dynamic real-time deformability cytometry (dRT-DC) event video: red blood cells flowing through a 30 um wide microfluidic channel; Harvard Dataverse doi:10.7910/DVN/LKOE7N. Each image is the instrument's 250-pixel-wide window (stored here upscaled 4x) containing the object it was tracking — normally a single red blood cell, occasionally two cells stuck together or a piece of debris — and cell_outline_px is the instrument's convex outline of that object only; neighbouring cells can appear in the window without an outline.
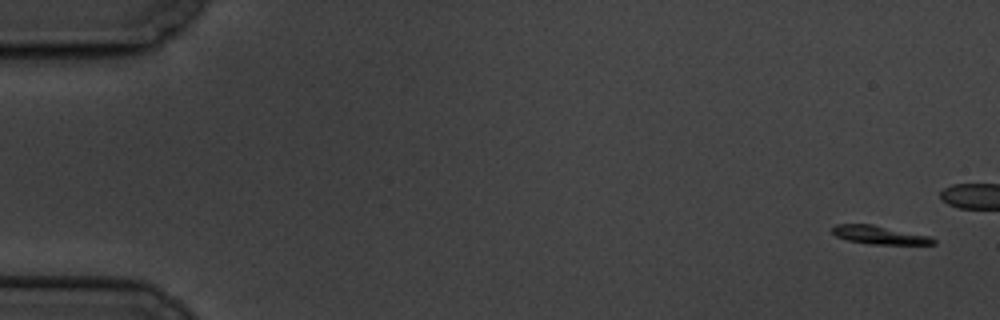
{"species": "common noctule bat (a hibernating species)", "species_latin": "Nyctalus noctula", "temperature_condition": "cold", "stored_images_in_passage": 11, "camera_frame_rate_fps": 3000, "um_per_image_px": 0.085, "animal": {"sex": "male", "body_mass_g": 19.5, "forearm_length_mm": 54.6}, "frame": {"image": 1, "passage_image": 1, "time_ms": 0.0, "image_size_px": [1000, 320], "cell_outline_px": [[936, 244], [868, 244], [848, 240], [836, 236], [832, 232], [832, 228], [836, 224], [872, 224], [928, 236], [936, 240]], "centroid_in_image_um": [74.72, 19.97], "position_along_channel_um": 10.3, "area_um2": 10.64}}
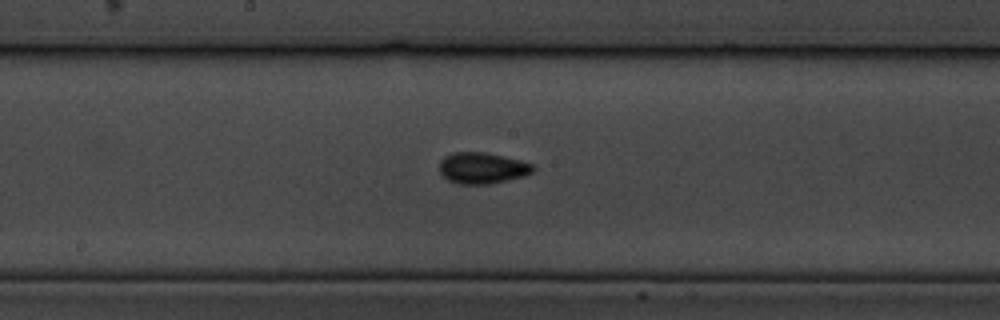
{"frame": {"image": 2, "passage_image": 10, "time_ms": 11.333, "image_size_px": [1000, 320], "cell_outline_px": [[536, 168], [532, 172], [524, 176], [488, 184], [456, 184], [448, 180], [440, 172], [440, 160], [444, 156], [452, 152], [484, 152], [520, 160], [532, 164]], "centroid_in_image_um": [40.97, 14.28], "position_along_channel_um": 207.2, "area_um2": 16.99}}
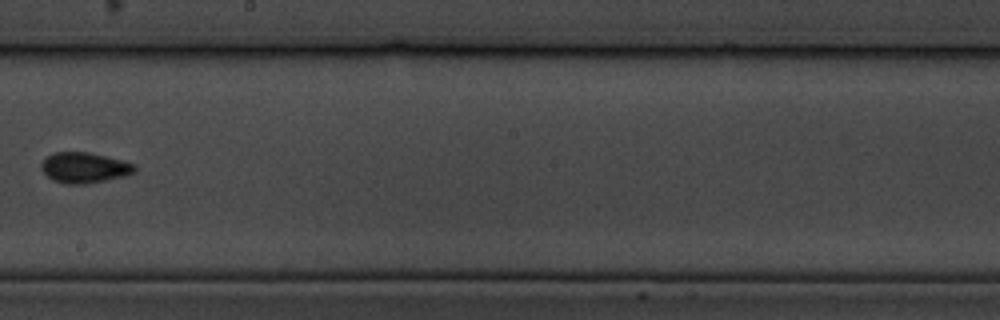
{"frame": {"image": 3, "passage_image": 11, "time_ms": 12.333, "image_size_px": [1000, 320], "cell_outline_px": [[136, 168], [132, 172], [124, 176], [88, 184], [64, 184], [52, 180], [40, 168], [40, 164], [52, 152], [88, 152], [136, 164]], "centroid_in_image_um": [7.13, 14.26], "position_along_channel_um": 241.1, "area_um2": 16.53}}